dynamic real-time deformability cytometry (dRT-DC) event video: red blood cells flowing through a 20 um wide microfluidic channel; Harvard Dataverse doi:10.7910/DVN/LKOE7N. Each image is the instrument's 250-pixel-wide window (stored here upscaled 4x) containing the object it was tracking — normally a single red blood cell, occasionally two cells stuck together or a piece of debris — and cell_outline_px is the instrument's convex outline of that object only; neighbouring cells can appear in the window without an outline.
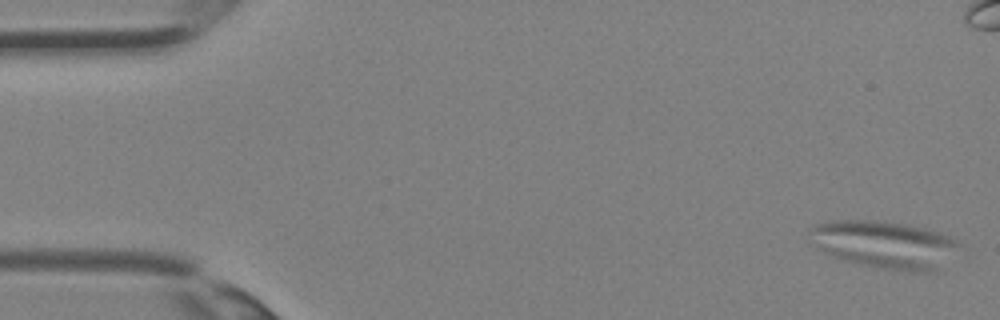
{"species": "Egyptian fruit bat (a non-hibernating species)", "species_latin": "Rousettus aegyptiacus", "temperature_condition": "room temperature", "stored_images_in_passage": 37, "camera_frame_rate_fps": 3000, "um_per_image_px": 0.085, "animal": {"sex": "female"}, "frame": {"image": 1, "passage_image": 1, "time_ms": 0.0, "image_size_px": [1000, 320], "cell_outline_px": [[960, 244], [936, 272], [908, 272], [860, 264], [844, 260], [824, 252], [808, 240], [808, 232], [816, 224], [828, 220], [880, 220], [904, 224], [924, 228], [940, 232], [956, 240]], "centroid_in_image_um": [75.14, 20.77], "position_along_channel_um": 9.9, "area_um2": 41.33}}
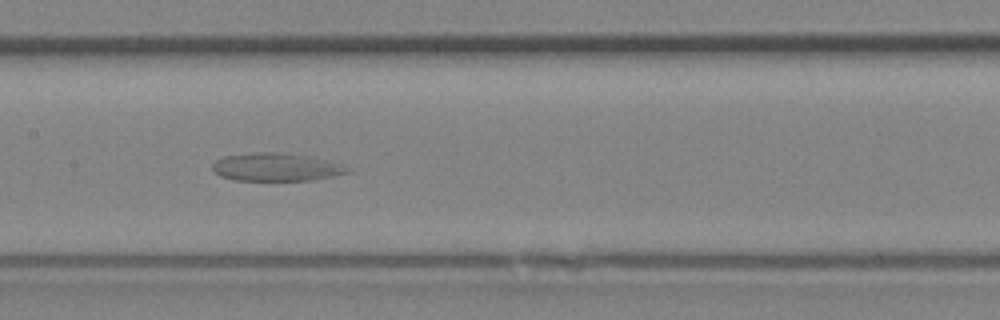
{"frame": {"image": 2, "passage_image": 18, "time_ms": 5.667, "image_size_px": [1000, 320], "cell_outline_px": [[352, 168], [348, 172], [312, 180], [236, 180], [220, 176], [212, 172], [212, 164], [216, 160], [224, 156], [252, 152], [284, 152], [308, 156], [344, 164]], "centroid_in_image_um": [23.45, 14.19], "position_along_channel_um": 184.0, "area_um2": 22.14}}
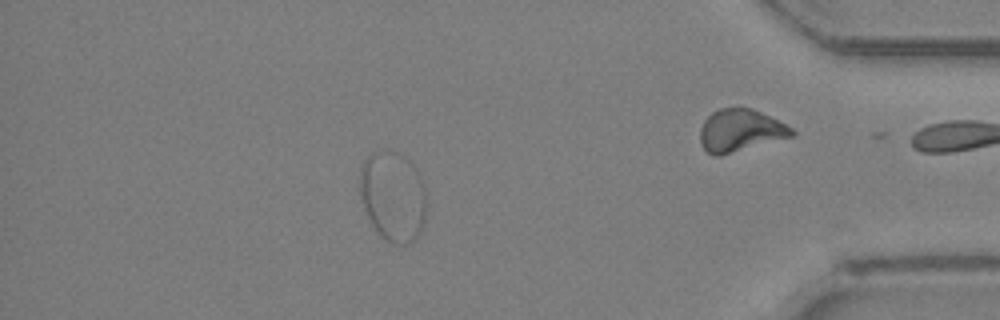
{"frame": {"image": 3, "passage_image": 32, "time_ms": 10.333, "image_size_px": [1000, 320], "cell_outline_px": [[424, 224], [420, 232], [412, 244], [392, 244], [380, 236], [372, 224], [364, 208], [360, 192], [360, 168], [364, 160], [372, 152], [384, 148], [388, 148], [400, 152], [416, 168], [424, 184]], "centroid_in_image_um": [33.39, 16.65], "position_along_channel_um": 401.8, "area_um2": 35.26}}